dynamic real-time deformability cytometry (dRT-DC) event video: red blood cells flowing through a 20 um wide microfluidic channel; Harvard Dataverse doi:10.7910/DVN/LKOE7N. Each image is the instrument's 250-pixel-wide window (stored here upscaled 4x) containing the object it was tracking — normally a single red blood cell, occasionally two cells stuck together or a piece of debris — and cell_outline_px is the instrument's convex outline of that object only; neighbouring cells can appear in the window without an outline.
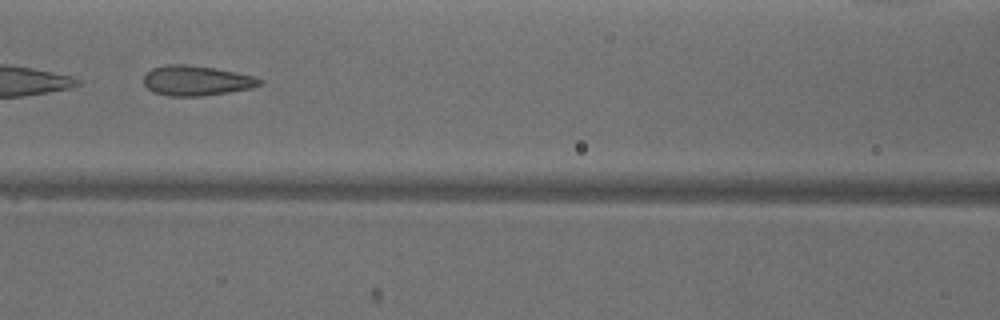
{"species": "common noctule bat (a hibernating species)", "species_latin": "Nyctalus noctula", "temperature_condition": "warm", "stored_images_in_passage": 26, "camera_frame_rate_fps": 3000, "um_per_image_px": 0.085, "animal": {"sex": "male", "body_mass_g": 18.8}, "frame": {"image": 1, "passage_image": 8, "time_ms": 2.333, "image_size_px": [1000, 320], "cell_outline_px": [[264, 80], [260, 84], [252, 88], [228, 92], [200, 96], [168, 96], [156, 92], [148, 88], [144, 84], [144, 76], [152, 68], [164, 64], [184, 64], [216, 68], [256, 76]], "centroid_in_image_um": [16.72, 6.84], "position_along_channel_um": 149.9, "area_um2": 20.29}, "authors_computed_cell_mechanics": {"area_um2": 19.8832, "velocity_mm_per_s": 3.9514, "shape_relaxation_time_tau1_ms": 9.5026, "shape_relaxation_time_tau2_ms": 1.2594, "deformation_change_tau1": 0.2431, "deformation_change_tau2": 0.1044}}